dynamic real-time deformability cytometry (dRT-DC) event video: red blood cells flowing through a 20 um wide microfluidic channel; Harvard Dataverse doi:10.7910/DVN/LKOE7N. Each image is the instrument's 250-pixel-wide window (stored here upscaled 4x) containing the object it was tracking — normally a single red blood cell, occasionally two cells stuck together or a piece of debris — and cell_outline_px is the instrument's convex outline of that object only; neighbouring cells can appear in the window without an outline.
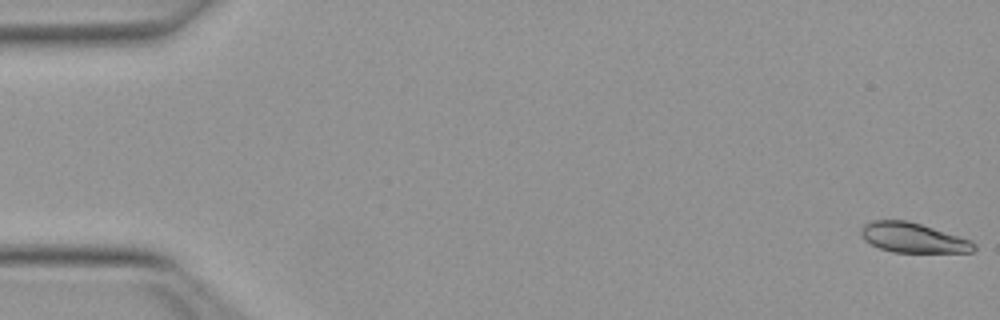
{"species": "Egyptian fruit bat (a non-hibernating species)", "species_latin": "Rousettus aegyptiacus", "temperature_condition": "warm", "stored_images_in_passage": 15, "camera_frame_rate_fps": 3000, "um_per_image_px": 0.085, "animal": {"sex": "female"}, "frame": {"image": 1, "passage_image": 1, "time_ms": 0.0, "image_size_px": [1000, 320], "cell_outline_px": [[976, 248], [972, 252], [892, 252], [880, 248], [864, 240], [860, 236], [860, 228], [864, 224], [872, 220], [908, 220], [972, 240], [976, 244]], "centroid_in_image_um": [77.59, 20.2], "position_along_channel_um": 7.4, "area_um2": 19.71}}